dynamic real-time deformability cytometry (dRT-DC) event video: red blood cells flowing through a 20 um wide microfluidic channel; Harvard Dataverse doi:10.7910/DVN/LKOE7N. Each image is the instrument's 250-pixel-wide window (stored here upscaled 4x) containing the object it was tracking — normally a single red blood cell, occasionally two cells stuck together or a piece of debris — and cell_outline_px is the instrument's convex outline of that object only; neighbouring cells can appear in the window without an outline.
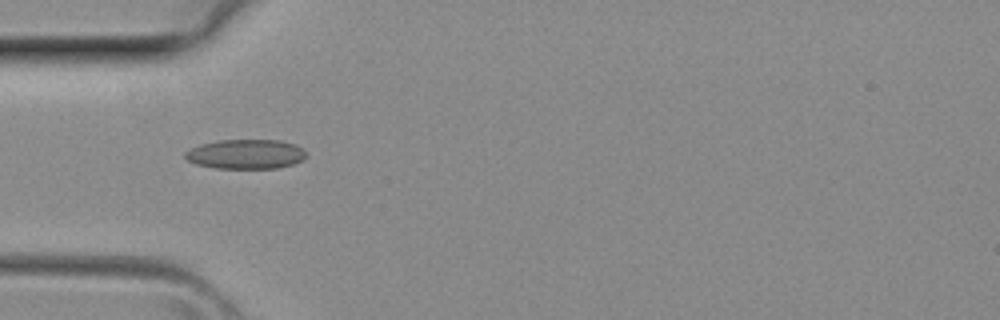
{"species": "common noctule bat (a hibernating species)", "species_latin": "Nyctalus noctula", "temperature_condition": "room temperature", "stored_images_in_passage": 29, "camera_frame_rate_fps": 3000, "um_per_image_px": 0.085, "animal": {"sex": "female", "body_mass_g": 29.2, "forearm_length_mm": 56.3}, "frame": {"image": 1, "passage_image": 2, "time_ms": 0.333, "image_size_px": [1000, 320], "cell_outline_px": [[308, 156], [304, 160], [292, 164], [276, 168], [216, 168], [196, 164], [188, 160], [184, 156], [184, 152], [200, 144], [220, 140], [280, 140], [296, 144], [308, 152]], "centroid_in_image_um": [20.94, 13.09], "position_along_channel_um": 64.1, "area_um2": 20.98}}
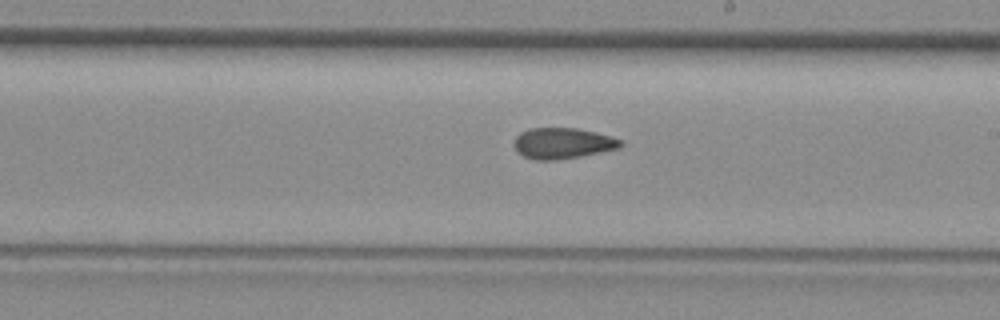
{"frame": {"image": 2, "passage_image": 12, "time_ms": 3.667, "image_size_px": [1000, 320], "cell_outline_px": [[624, 144], [620, 148], [580, 156], [556, 160], [536, 160], [524, 156], [516, 152], [512, 144], [516, 136], [520, 132], [528, 128], [576, 128], [596, 132], [612, 136], [624, 140]], "centroid_in_image_um": [47.82, 12.17], "position_along_channel_um": 241.2, "area_um2": 19.48}}
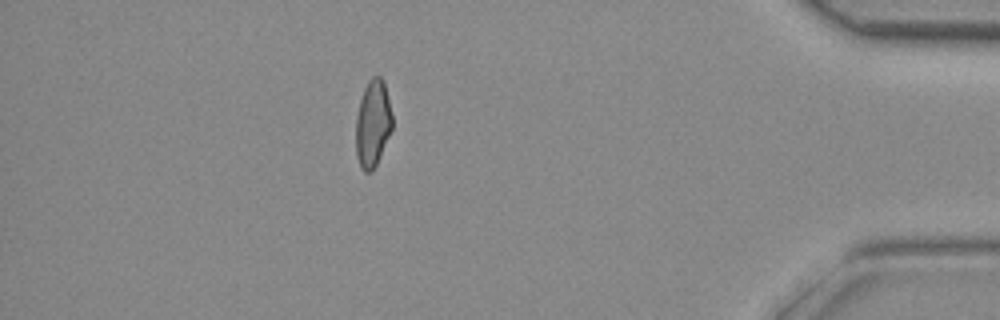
{"frame": {"image": 3, "passage_image": 24, "time_ms": 7.667, "image_size_px": [1000, 320], "cell_outline_px": [[392, 128], [376, 164], [372, 172], [364, 172], [360, 168], [356, 156], [356, 116], [360, 100], [364, 88], [368, 80], [372, 76], [380, 76], [384, 80], [392, 116]], "centroid_in_image_um": [31.67, 10.49], "position_along_channel_um": 403.5, "area_um2": 18.44}}